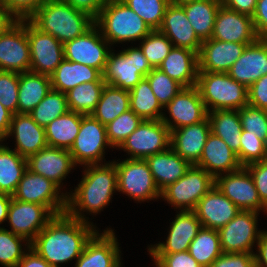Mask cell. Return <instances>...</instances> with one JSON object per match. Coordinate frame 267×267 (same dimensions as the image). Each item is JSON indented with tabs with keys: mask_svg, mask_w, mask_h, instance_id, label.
Wrapping results in <instances>:
<instances>
[{
	"mask_svg": "<svg viewBox=\"0 0 267 267\" xmlns=\"http://www.w3.org/2000/svg\"><path fill=\"white\" fill-rule=\"evenodd\" d=\"M18 20L19 19L0 2V34L6 32Z\"/></svg>",
	"mask_w": 267,
	"mask_h": 267,
	"instance_id": "61",
	"label": "cell"
},
{
	"mask_svg": "<svg viewBox=\"0 0 267 267\" xmlns=\"http://www.w3.org/2000/svg\"><path fill=\"white\" fill-rule=\"evenodd\" d=\"M157 267H202L189 251L171 254H150Z\"/></svg>",
	"mask_w": 267,
	"mask_h": 267,
	"instance_id": "51",
	"label": "cell"
},
{
	"mask_svg": "<svg viewBox=\"0 0 267 267\" xmlns=\"http://www.w3.org/2000/svg\"><path fill=\"white\" fill-rule=\"evenodd\" d=\"M13 114L0 102V142L7 138Z\"/></svg>",
	"mask_w": 267,
	"mask_h": 267,
	"instance_id": "62",
	"label": "cell"
},
{
	"mask_svg": "<svg viewBox=\"0 0 267 267\" xmlns=\"http://www.w3.org/2000/svg\"><path fill=\"white\" fill-rule=\"evenodd\" d=\"M112 229L97 231L87 242L75 267H121L120 249Z\"/></svg>",
	"mask_w": 267,
	"mask_h": 267,
	"instance_id": "22",
	"label": "cell"
},
{
	"mask_svg": "<svg viewBox=\"0 0 267 267\" xmlns=\"http://www.w3.org/2000/svg\"><path fill=\"white\" fill-rule=\"evenodd\" d=\"M190 1H194V0H169L171 4H175V5H181L186 2H190Z\"/></svg>",
	"mask_w": 267,
	"mask_h": 267,
	"instance_id": "64",
	"label": "cell"
},
{
	"mask_svg": "<svg viewBox=\"0 0 267 267\" xmlns=\"http://www.w3.org/2000/svg\"><path fill=\"white\" fill-rule=\"evenodd\" d=\"M247 45L215 39L202 41L198 54V71L228 72Z\"/></svg>",
	"mask_w": 267,
	"mask_h": 267,
	"instance_id": "24",
	"label": "cell"
},
{
	"mask_svg": "<svg viewBox=\"0 0 267 267\" xmlns=\"http://www.w3.org/2000/svg\"><path fill=\"white\" fill-rule=\"evenodd\" d=\"M158 30L173 43L174 47L186 48L199 54L202 41L194 32L181 5L170 3L167 6Z\"/></svg>",
	"mask_w": 267,
	"mask_h": 267,
	"instance_id": "27",
	"label": "cell"
},
{
	"mask_svg": "<svg viewBox=\"0 0 267 267\" xmlns=\"http://www.w3.org/2000/svg\"><path fill=\"white\" fill-rule=\"evenodd\" d=\"M171 131L161 120H142L118 147L130 154V159H145L170 147Z\"/></svg>",
	"mask_w": 267,
	"mask_h": 267,
	"instance_id": "10",
	"label": "cell"
},
{
	"mask_svg": "<svg viewBox=\"0 0 267 267\" xmlns=\"http://www.w3.org/2000/svg\"><path fill=\"white\" fill-rule=\"evenodd\" d=\"M50 78L52 89L62 93L82 83L104 81L103 74L98 69L65 59L57 66Z\"/></svg>",
	"mask_w": 267,
	"mask_h": 267,
	"instance_id": "32",
	"label": "cell"
},
{
	"mask_svg": "<svg viewBox=\"0 0 267 267\" xmlns=\"http://www.w3.org/2000/svg\"><path fill=\"white\" fill-rule=\"evenodd\" d=\"M188 251L202 267H210L223 253L218 230L202 227L191 241Z\"/></svg>",
	"mask_w": 267,
	"mask_h": 267,
	"instance_id": "41",
	"label": "cell"
},
{
	"mask_svg": "<svg viewBox=\"0 0 267 267\" xmlns=\"http://www.w3.org/2000/svg\"><path fill=\"white\" fill-rule=\"evenodd\" d=\"M48 0H0L19 20L28 19Z\"/></svg>",
	"mask_w": 267,
	"mask_h": 267,
	"instance_id": "54",
	"label": "cell"
},
{
	"mask_svg": "<svg viewBox=\"0 0 267 267\" xmlns=\"http://www.w3.org/2000/svg\"><path fill=\"white\" fill-rule=\"evenodd\" d=\"M267 159V144L252 134L242 130L240 136V165L246 167Z\"/></svg>",
	"mask_w": 267,
	"mask_h": 267,
	"instance_id": "49",
	"label": "cell"
},
{
	"mask_svg": "<svg viewBox=\"0 0 267 267\" xmlns=\"http://www.w3.org/2000/svg\"><path fill=\"white\" fill-rule=\"evenodd\" d=\"M158 68L183 87L197 85L198 54L192 50L173 46Z\"/></svg>",
	"mask_w": 267,
	"mask_h": 267,
	"instance_id": "30",
	"label": "cell"
},
{
	"mask_svg": "<svg viewBox=\"0 0 267 267\" xmlns=\"http://www.w3.org/2000/svg\"><path fill=\"white\" fill-rule=\"evenodd\" d=\"M210 267H256L255 253H222Z\"/></svg>",
	"mask_w": 267,
	"mask_h": 267,
	"instance_id": "52",
	"label": "cell"
},
{
	"mask_svg": "<svg viewBox=\"0 0 267 267\" xmlns=\"http://www.w3.org/2000/svg\"><path fill=\"white\" fill-rule=\"evenodd\" d=\"M215 185V178L205 169L191 165L185 175L161 191L165 199L176 209L194 210L198 201Z\"/></svg>",
	"mask_w": 267,
	"mask_h": 267,
	"instance_id": "7",
	"label": "cell"
},
{
	"mask_svg": "<svg viewBox=\"0 0 267 267\" xmlns=\"http://www.w3.org/2000/svg\"><path fill=\"white\" fill-rule=\"evenodd\" d=\"M113 163L117 171V191L139 202L161 197L145 159L127 158Z\"/></svg>",
	"mask_w": 267,
	"mask_h": 267,
	"instance_id": "8",
	"label": "cell"
},
{
	"mask_svg": "<svg viewBox=\"0 0 267 267\" xmlns=\"http://www.w3.org/2000/svg\"><path fill=\"white\" fill-rule=\"evenodd\" d=\"M12 135L16 140L13 150L25 158L48 146L45 128L38 125L30 114L16 113L12 116L7 137Z\"/></svg>",
	"mask_w": 267,
	"mask_h": 267,
	"instance_id": "28",
	"label": "cell"
},
{
	"mask_svg": "<svg viewBox=\"0 0 267 267\" xmlns=\"http://www.w3.org/2000/svg\"><path fill=\"white\" fill-rule=\"evenodd\" d=\"M256 211L241 210L224 227L218 230L223 253H254L255 242L258 243L262 231L257 229Z\"/></svg>",
	"mask_w": 267,
	"mask_h": 267,
	"instance_id": "12",
	"label": "cell"
},
{
	"mask_svg": "<svg viewBox=\"0 0 267 267\" xmlns=\"http://www.w3.org/2000/svg\"><path fill=\"white\" fill-rule=\"evenodd\" d=\"M245 168L249 171L254 181L261 202L267 207V159L251 163Z\"/></svg>",
	"mask_w": 267,
	"mask_h": 267,
	"instance_id": "53",
	"label": "cell"
},
{
	"mask_svg": "<svg viewBox=\"0 0 267 267\" xmlns=\"http://www.w3.org/2000/svg\"><path fill=\"white\" fill-rule=\"evenodd\" d=\"M142 119L131 109L120 114L106 126L107 138L111 146L119 147L122 142L137 129Z\"/></svg>",
	"mask_w": 267,
	"mask_h": 267,
	"instance_id": "45",
	"label": "cell"
},
{
	"mask_svg": "<svg viewBox=\"0 0 267 267\" xmlns=\"http://www.w3.org/2000/svg\"><path fill=\"white\" fill-rule=\"evenodd\" d=\"M211 132L220 137L237 155L240 163V136L242 125L238 110H214L208 112Z\"/></svg>",
	"mask_w": 267,
	"mask_h": 267,
	"instance_id": "35",
	"label": "cell"
},
{
	"mask_svg": "<svg viewBox=\"0 0 267 267\" xmlns=\"http://www.w3.org/2000/svg\"><path fill=\"white\" fill-rule=\"evenodd\" d=\"M28 20L41 32L50 34L62 44L88 31L95 19L62 0H48Z\"/></svg>",
	"mask_w": 267,
	"mask_h": 267,
	"instance_id": "3",
	"label": "cell"
},
{
	"mask_svg": "<svg viewBox=\"0 0 267 267\" xmlns=\"http://www.w3.org/2000/svg\"><path fill=\"white\" fill-rule=\"evenodd\" d=\"M248 104L267 110V75L262 76L248 88Z\"/></svg>",
	"mask_w": 267,
	"mask_h": 267,
	"instance_id": "55",
	"label": "cell"
},
{
	"mask_svg": "<svg viewBox=\"0 0 267 267\" xmlns=\"http://www.w3.org/2000/svg\"><path fill=\"white\" fill-rule=\"evenodd\" d=\"M164 108L168 109L172 121L164 115L161 121L170 131L199 123L208 117V111L197 86L183 87Z\"/></svg>",
	"mask_w": 267,
	"mask_h": 267,
	"instance_id": "18",
	"label": "cell"
},
{
	"mask_svg": "<svg viewBox=\"0 0 267 267\" xmlns=\"http://www.w3.org/2000/svg\"><path fill=\"white\" fill-rule=\"evenodd\" d=\"M86 166L75 192L67 195L66 213L74 219L89 222L81 211L97 214L107 206L117 191V171L113 162Z\"/></svg>",
	"mask_w": 267,
	"mask_h": 267,
	"instance_id": "2",
	"label": "cell"
},
{
	"mask_svg": "<svg viewBox=\"0 0 267 267\" xmlns=\"http://www.w3.org/2000/svg\"><path fill=\"white\" fill-rule=\"evenodd\" d=\"M105 81L82 83L66 92L69 111L91 115L100 100Z\"/></svg>",
	"mask_w": 267,
	"mask_h": 267,
	"instance_id": "40",
	"label": "cell"
},
{
	"mask_svg": "<svg viewBox=\"0 0 267 267\" xmlns=\"http://www.w3.org/2000/svg\"><path fill=\"white\" fill-rule=\"evenodd\" d=\"M84 115L74 111L54 119L45 127L48 146L70 150L79 133Z\"/></svg>",
	"mask_w": 267,
	"mask_h": 267,
	"instance_id": "36",
	"label": "cell"
},
{
	"mask_svg": "<svg viewBox=\"0 0 267 267\" xmlns=\"http://www.w3.org/2000/svg\"><path fill=\"white\" fill-rule=\"evenodd\" d=\"M145 160L160 191L184 176L191 166L171 147L163 152L148 156Z\"/></svg>",
	"mask_w": 267,
	"mask_h": 267,
	"instance_id": "31",
	"label": "cell"
},
{
	"mask_svg": "<svg viewBox=\"0 0 267 267\" xmlns=\"http://www.w3.org/2000/svg\"><path fill=\"white\" fill-rule=\"evenodd\" d=\"M27 170V158L0 144V193L13 195Z\"/></svg>",
	"mask_w": 267,
	"mask_h": 267,
	"instance_id": "37",
	"label": "cell"
},
{
	"mask_svg": "<svg viewBox=\"0 0 267 267\" xmlns=\"http://www.w3.org/2000/svg\"><path fill=\"white\" fill-rule=\"evenodd\" d=\"M196 166L205 169L214 178L224 173L237 171L242 167L237 155L220 137L212 132L207 137L202 155Z\"/></svg>",
	"mask_w": 267,
	"mask_h": 267,
	"instance_id": "29",
	"label": "cell"
},
{
	"mask_svg": "<svg viewBox=\"0 0 267 267\" xmlns=\"http://www.w3.org/2000/svg\"><path fill=\"white\" fill-rule=\"evenodd\" d=\"M25 238L0 227V264L4 267H17L23 258L25 251L22 250L21 242Z\"/></svg>",
	"mask_w": 267,
	"mask_h": 267,
	"instance_id": "47",
	"label": "cell"
},
{
	"mask_svg": "<svg viewBox=\"0 0 267 267\" xmlns=\"http://www.w3.org/2000/svg\"><path fill=\"white\" fill-rule=\"evenodd\" d=\"M258 254H255L256 267H267V231H262L257 243Z\"/></svg>",
	"mask_w": 267,
	"mask_h": 267,
	"instance_id": "60",
	"label": "cell"
},
{
	"mask_svg": "<svg viewBox=\"0 0 267 267\" xmlns=\"http://www.w3.org/2000/svg\"><path fill=\"white\" fill-rule=\"evenodd\" d=\"M242 130L257 136L267 144V110L245 105L239 109Z\"/></svg>",
	"mask_w": 267,
	"mask_h": 267,
	"instance_id": "48",
	"label": "cell"
},
{
	"mask_svg": "<svg viewBox=\"0 0 267 267\" xmlns=\"http://www.w3.org/2000/svg\"><path fill=\"white\" fill-rule=\"evenodd\" d=\"M130 94V109L142 120H161L164 115L161 104L154 95L150 83L146 77L138 82Z\"/></svg>",
	"mask_w": 267,
	"mask_h": 267,
	"instance_id": "39",
	"label": "cell"
},
{
	"mask_svg": "<svg viewBox=\"0 0 267 267\" xmlns=\"http://www.w3.org/2000/svg\"><path fill=\"white\" fill-rule=\"evenodd\" d=\"M90 222L80 221L67 213L55 215L30 243L39 256L52 267L78 259L87 242L97 232Z\"/></svg>",
	"mask_w": 267,
	"mask_h": 267,
	"instance_id": "1",
	"label": "cell"
},
{
	"mask_svg": "<svg viewBox=\"0 0 267 267\" xmlns=\"http://www.w3.org/2000/svg\"><path fill=\"white\" fill-rule=\"evenodd\" d=\"M227 73L247 88L267 75V39H258L247 45Z\"/></svg>",
	"mask_w": 267,
	"mask_h": 267,
	"instance_id": "25",
	"label": "cell"
},
{
	"mask_svg": "<svg viewBox=\"0 0 267 267\" xmlns=\"http://www.w3.org/2000/svg\"><path fill=\"white\" fill-rule=\"evenodd\" d=\"M221 0H194L181 4L194 32L201 41L211 39Z\"/></svg>",
	"mask_w": 267,
	"mask_h": 267,
	"instance_id": "34",
	"label": "cell"
},
{
	"mask_svg": "<svg viewBox=\"0 0 267 267\" xmlns=\"http://www.w3.org/2000/svg\"><path fill=\"white\" fill-rule=\"evenodd\" d=\"M151 89L158 102L164 108L183 88L159 68H153L147 75Z\"/></svg>",
	"mask_w": 267,
	"mask_h": 267,
	"instance_id": "46",
	"label": "cell"
},
{
	"mask_svg": "<svg viewBox=\"0 0 267 267\" xmlns=\"http://www.w3.org/2000/svg\"><path fill=\"white\" fill-rule=\"evenodd\" d=\"M170 224L166 243L149 247V254H171L189 250L191 241L202 228L200 220L192 210L179 211Z\"/></svg>",
	"mask_w": 267,
	"mask_h": 267,
	"instance_id": "23",
	"label": "cell"
},
{
	"mask_svg": "<svg viewBox=\"0 0 267 267\" xmlns=\"http://www.w3.org/2000/svg\"><path fill=\"white\" fill-rule=\"evenodd\" d=\"M153 68L140 47H131L115 54L110 51L103 72L107 85L130 91Z\"/></svg>",
	"mask_w": 267,
	"mask_h": 267,
	"instance_id": "6",
	"label": "cell"
},
{
	"mask_svg": "<svg viewBox=\"0 0 267 267\" xmlns=\"http://www.w3.org/2000/svg\"><path fill=\"white\" fill-rule=\"evenodd\" d=\"M51 89L50 76L31 71L19 73L17 113L29 114Z\"/></svg>",
	"mask_w": 267,
	"mask_h": 267,
	"instance_id": "33",
	"label": "cell"
},
{
	"mask_svg": "<svg viewBox=\"0 0 267 267\" xmlns=\"http://www.w3.org/2000/svg\"><path fill=\"white\" fill-rule=\"evenodd\" d=\"M54 215L41 204L29 203L11 198L7 219L11 232L27 240L25 246L30 248V243Z\"/></svg>",
	"mask_w": 267,
	"mask_h": 267,
	"instance_id": "17",
	"label": "cell"
},
{
	"mask_svg": "<svg viewBox=\"0 0 267 267\" xmlns=\"http://www.w3.org/2000/svg\"><path fill=\"white\" fill-rule=\"evenodd\" d=\"M211 127L208 117L196 124L171 131L170 147L190 165H197Z\"/></svg>",
	"mask_w": 267,
	"mask_h": 267,
	"instance_id": "26",
	"label": "cell"
},
{
	"mask_svg": "<svg viewBox=\"0 0 267 267\" xmlns=\"http://www.w3.org/2000/svg\"><path fill=\"white\" fill-rule=\"evenodd\" d=\"M140 44L139 47L152 68H158L173 48V43L159 30H152Z\"/></svg>",
	"mask_w": 267,
	"mask_h": 267,
	"instance_id": "44",
	"label": "cell"
},
{
	"mask_svg": "<svg viewBox=\"0 0 267 267\" xmlns=\"http://www.w3.org/2000/svg\"><path fill=\"white\" fill-rule=\"evenodd\" d=\"M196 86L208 112L239 110L248 105V88L226 72L198 71Z\"/></svg>",
	"mask_w": 267,
	"mask_h": 267,
	"instance_id": "5",
	"label": "cell"
},
{
	"mask_svg": "<svg viewBox=\"0 0 267 267\" xmlns=\"http://www.w3.org/2000/svg\"><path fill=\"white\" fill-rule=\"evenodd\" d=\"M106 146L111 147L106 126L92 115H84L79 133L69 150L75 164L85 165V167L99 164L104 159Z\"/></svg>",
	"mask_w": 267,
	"mask_h": 267,
	"instance_id": "11",
	"label": "cell"
},
{
	"mask_svg": "<svg viewBox=\"0 0 267 267\" xmlns=\"http://www.w3.org/2000/svg\"><path fill=\"white\" fill-rule=\"evenodd\" d=\"M202 227L219 230L241 210L214 185L193 210Z\"/></svg>",
	"mask_w": 267,
	"mask_h": 267,
	"instance_id": "21",
	"label": "cell"
},
{
	"mask_svg": "<svg viewBox=\"0 0 267 267\" xmlns=\"http://www.w3.org/2000/svg\"><path fill=\"white\" fill-rule=\"evenodd\" d=\"M100 33L94 24L82 35L63 44L64 59L93 67L103 74L111 50L107 47L110 43Z\"/></svg>",
	"mask_w": 267,
	"mask_h": 267,
	"instance_id": "13",
	"label": "cell"
},
{
	"mask_svg": "<svg viewBox=\"0 0 267 267\" xmlns=\"http://www.w3.org/2000/svg\"><path fill=\"white\" fill-rule=\"evenodd\" d=\"M221 4L227 9L252 17L256 10L257 0H221Z\"/></svg>",
	"mask_w": 267,
	"mask_h": 267,
	"instance_id": "58",
	"label": "cell"
},
{
	"mask_svg": "<svg viewBox=\"0 0 267 267\" xmlns=\"http://www.w3.org/2000/svg\"><path fill=\"white\" fill-rule=\"evenodd\" d=\"M102 36L110 43L142 40L152 29L122 0H107L95 19Z\"/></svg>",
	"mask_w": 267,
	"mask_h": 267,
	"instance_id": "4",
	"label": "cell"
},
{
	"mask_svg": "<svg viewBox=\"0 0 267 267\" xmlns=\"http://www.w3.org/2000/svg\"><path fill=\"white\" fill-rule=\"evenodd\" d=\"M27 253L19 261L17 267H52L46 260L39 256L33 249L26 248Z\"/></svg>",
	"mask_w": 267,
	"mask_h": 267,
	"instance_id": "59",
	"label": "cell"
},
{
	"mask_svg": "<svg viewBox=\"0 0 267 267\" xmlns=\"http://www.w3.org/2000/svg\"><path fill=\"white\" fill-rule=\"evenodd\" d=\"M12 195L0 193V224L7 221L8 208Z\"/></svg>",
	"mask_w": 267,
	"mask_h": 267,
	"instance_id": "63",
	"label": "cell"
},
{
	"mask_svg": "<svg viewBox=\"0 0 267 267\" xmlns=\"http://www.w3.org/2000/svg\"><path fill=\"white\" fill-rule=\"evenodd\" d=\"M75 162L67 149L47 146L27 158V169L51 180L59 188Z\"/></svg>",
	"mask_w": 267,
	"mask_h": 267,
	"instance_id": "20",
	"label": "cell"
},
{
	"mask_svg": "<svg viewBox=\"0 0 267 267\" xmlns=\"http://www.w3.org/2000/svg\"><path fill=\"white\" fill-rule=\"evenodd\" d=\"M222 175L215 178V185L240 210L256 212L264 210L267 213V207L261 202L254 181L245 167Z\"/></svg>",
	"mask_w": 267,
	"mask_h": 267,
	"instance_id": "16",
	"label": "cell"
},
{
	"mask_svg": "<svg viewBox=\"0 0 267 267\" xmlns=\"http://www.w3.org/2000/svg\"><path fill=\"white\" fill-rule=\"evenodd\" d=\"M129 102L130 94L128 90L106 84L96 109L91 115L103 125H107L120 114L130 109Z\"/></svg>",
	"mask_w": 267,
	"mask_h": 267,
	"instance_id": "38",
	"label": "cell"
},
{
	"mask_svg": "<svg viewBox=\"0 0 267 267\" xmlns=\"http://www.w3.org/2000/svg\"><path fill=\"white\" fill-rule=\"evenodd\" d=\"M69 111L66 93L51 89L45 98L29 113L41 127Z\"/></svg>",
	"mask_w": 267,
	"mask_h": 267,
	"instance_id": "42",
	"label": "cell"
},
{
	"mask_svg": "<svg viewBox=\"0 0 267 267\" xmlns=\"http://www.w3.org/2000/svg\"><path fill=\"white\" fill-rule=\"evenodd\" d=\"M59 190V191H58ZM51 180L26 170L12 198L44 205L54 216L66 213L67 195Z\"/></svg>",
	"mask_w": 267,
	"mask_h": 267,
	"instance_id": "9",
	"label": "cell"
},
{
	"mask_svg": "<svg viewBox=\"0 0 267 267\" xmlns=\"http://www.w3.org/2000/svg\"><path fill=\"white\" fill-rule=\"evenodd\" d=\"M19 73L0 71V102L13 115L18 106Z\"/></svg>",
	"mask_w": 267,
	"mask_h": 267,
	"instance_id": "50",
	"label": "cell"
},
{
	"mask_svg": "<svg viewBox=\"0 0 267 267\" xmlns=\"http://www.w3.org/2000/svg\"><path fill=\"white\" fill-rule=\"evenodd\" d=\"M211 39L253 44L259 38L251 16L220 6L216 13Z\"/></svg>",
	"mask_w": 267,
	"mask_h": 267,
	"instance_id": "19",
	"label": "cell"
},
{
	"mask_svg": "<svg viewBox=\"0 0 267 267\" xmlns=\"http://www.w3.org/2000/svg\"><path fill=\"white\" fill-rule=\"evenodd\" d=\"M252 20L258 38L267 39V0H257Z\"/></svg>",
	"mask_w": 267,
	"mask_h": 267,
	"instance_id": "56",
	"label": "cell"
},
{
	"mask_svg": "<svg viewBox=\"0 0 267 267\" xmlns=\"http://www.w3.org/2000/svg\"><path fill=\"white\" fill-rule=\"evenodd\" d=\"M152 29L161 27L169 0H122Z\"/></svg>",
	"mask_w": 267,
	"mask_h": 267,
	"instance_id": "43",
	"label": "cell"
},
{
	"mask_svg": "<svg viewBox=\"0 0 267 267\" xmlns=\"http://www.w3.org/2000/svg\"><path fill=\"white\" fill-rule=\"evenodd\" d=\"M31 57L26 33V19L18 20L0 34V71H30Z\"/></svg>",
	"mask_w": 267,
	"mask_h": 267,
	"instance_id": "15",
	"label": "cell"
},
{
	"mask_svg": "<svg viewBox=\"0 0 267 267\" xmlns=\"http://www.w3.org/2000/svg\"><path fill=\"white\" fill-rule=\"evenodd\" d=\"M73 8L89 14L92 18L96 19L100 11L107 3V0H62Z\"/></svg>",
	"mask_w": 267,
	"mask_h": 267,
	"instance_id": "57",
	"label": "cell"
},
{
	"mask_svg": "<svg viewBox=\"0 0 267 267\" xmlns=\"http://www.w3.org/2000/svg\"><path fill=\"white\" fill-rule=\"evenodd\" d=\"M30 47V71L51 76L64 60V45L50 34L41 32L26 19Z\"/></svg>",
	"mask_w": 267,
	"mask_h": 267,
	"instance_id": "14",
	"label": "cell"
}]
</instances>
